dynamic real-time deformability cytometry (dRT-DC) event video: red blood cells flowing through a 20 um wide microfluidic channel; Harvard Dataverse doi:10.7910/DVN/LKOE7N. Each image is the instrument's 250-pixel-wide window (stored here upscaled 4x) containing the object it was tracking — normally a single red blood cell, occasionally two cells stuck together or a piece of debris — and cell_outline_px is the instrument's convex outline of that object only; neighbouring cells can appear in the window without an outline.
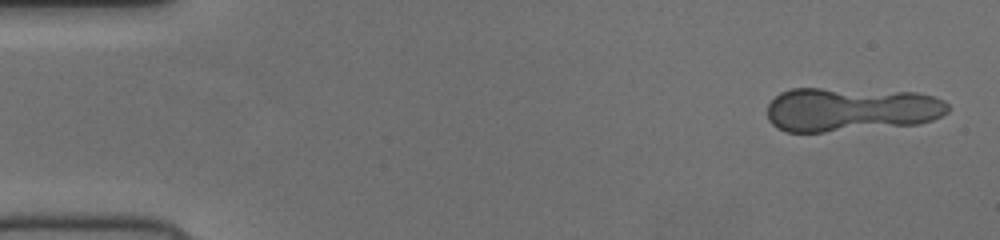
{"species": "human", "species_latin": "Homo sapiens", "temperature_condition": "cold", "stored_images_in_passage": 48, "camera_frame_rate_fps": 3000, "um_per_image_px": 0.085, "donor": {"sex": "female"}, "frame": {"image": 1, "passage_image": 2, "time_ms": 0.333, "image_size_px": [1000, 240], "cell_outline_px": [[948, 112], [932, 120], [920, 124], [824, 132], [788, 132], [772, 124], [768, 120], [768, 104], [780, 92], [792, 88], [820, 88], [916, 92], [932, 96], [944, 100], [948, 104]], "centroid_in_image_um": [72.32, 9.3], "position_along_channel_um": 12.7, "area_um2": 46.59}}
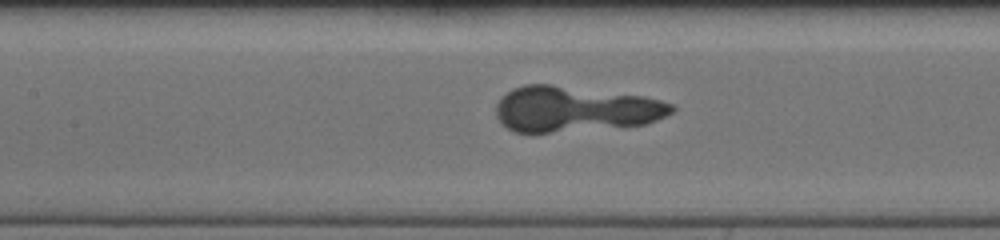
{"frame": {"image": 2, "passage_image": 23, "time_ms": 7.333, "image_size_px": [1000, 240], "cell_outline_px": [[676, 108], [672, 112], [656, 120], [644, 124], [624, 128], [528, 136], [512, 132], [496, 116], [496, 104], [512, 88], [524, 84], [552, 84], [644, 96], [660, 100], [672, 104]], "centroid_in_image_um": [48.84, 9.33], "position_along_channel_um": 158.6, "area_um2": 48.15}}
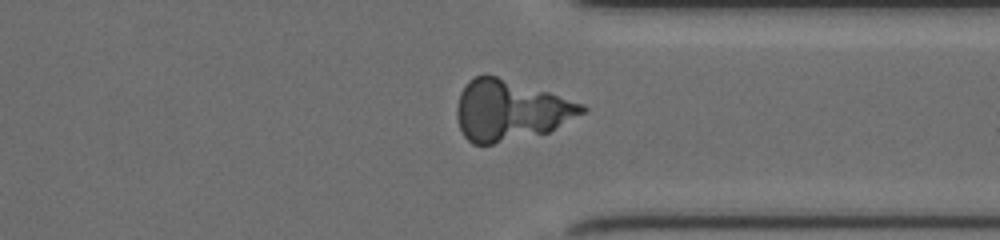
{"frame": {"image": 3, "passage_image": 39, "time_ms": 12.667, "image_size_px": [1000, 240], "cell_outline_px": [[588, 108], [584, 112], [548, 132], [492, 144], [472, 144], [464, 136], [460, 128], [456, 116], [456, 108], [460, 92], [468, 80], [476, 76], [496, 76], [548, 92], [584, 104]], "centroid_in_image_um": [43.33, 9.39], "position_along_channel_um": 368.1, "area_um2": 43.52}}